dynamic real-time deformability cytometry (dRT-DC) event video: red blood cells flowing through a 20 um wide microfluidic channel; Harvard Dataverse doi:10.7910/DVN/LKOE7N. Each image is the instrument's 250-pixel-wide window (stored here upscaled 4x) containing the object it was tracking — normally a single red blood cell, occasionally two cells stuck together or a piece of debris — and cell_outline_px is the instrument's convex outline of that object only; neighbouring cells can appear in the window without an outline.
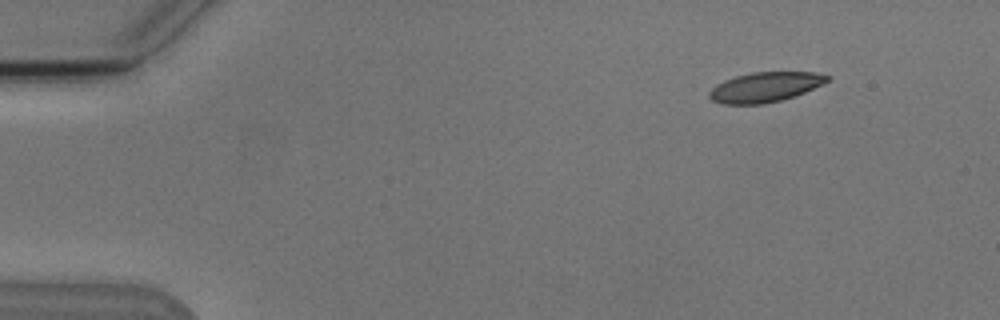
{"species": "Egyptian fruit bat (a non-hibernating species)", "species_latin": "Rousettus aegyptiacus", "temperature_condition": "cold", "stored_images_in_passage": 7, "camera_frame_rate_fps": 3000, "um_per_image_px": 0.085, "animal": {"sex": "male"}, "frame": {"image": 1, "passage_image": 1, "time_ms": 0.0, "image_size_px": [1000, 320], "cell_outline_px": [[832, 76], [828, 80], [804, 92], [780, 100], [760, 104], [720, 104], [712, 100], [708, 96], [708, 92], [716, 84], [724, 80], [736, 76], [752, 72], [816, 72]], "centroid_in_image_um": [64.98, 7.39], "position_along_channel_um": 20.0, "area_um2": 20.35}}
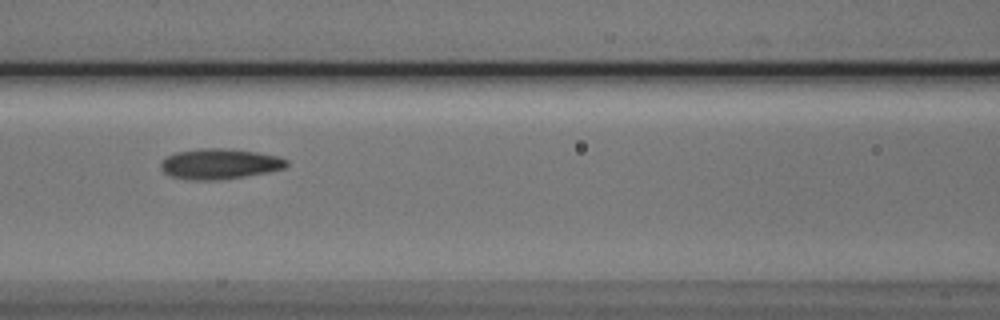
{"frame": {"image": 2, "passage_image": 6, "time_ms": 6.0, "image_size_px": [1000, 320], "cell_outline_px": [[288, 164], [284, 168], [268, 172], [244, 176], [216, 180], [184, 180], [172, 176], [164, 172], [160, 168], [160, 164], [168, 156], [176, 152], [200, 148], [220, 148], [256, 152], [276, 156], [288, 160]], "centroid_in_image_um": [18.64, 13.94], "position_along_channel_um": 148.0, "area_um2": 22.14}}
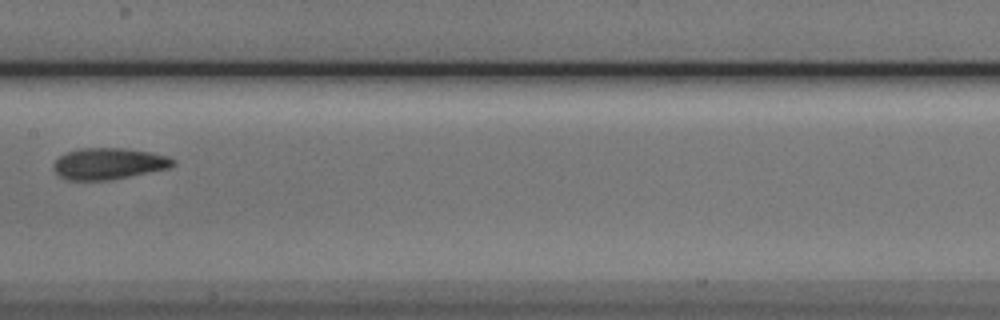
{"frame": {"image": 3, "passage_image": 7, "time_ms": 7.333, "image_size_px": [1000, 320], "cell_outline_px": [[176, 164], [168, 168], [108, 180], [68, 180], [60, 176], [52, 168], [52, 164], [60, 156], [68, 152], [80, 148], [124, 148], [152, 152], [168, 156], [176, 160]], "centroid_in_image_um": [9.24, 13.9], "position_along_channel_um": 198.2, "area_um2": 21.79}}